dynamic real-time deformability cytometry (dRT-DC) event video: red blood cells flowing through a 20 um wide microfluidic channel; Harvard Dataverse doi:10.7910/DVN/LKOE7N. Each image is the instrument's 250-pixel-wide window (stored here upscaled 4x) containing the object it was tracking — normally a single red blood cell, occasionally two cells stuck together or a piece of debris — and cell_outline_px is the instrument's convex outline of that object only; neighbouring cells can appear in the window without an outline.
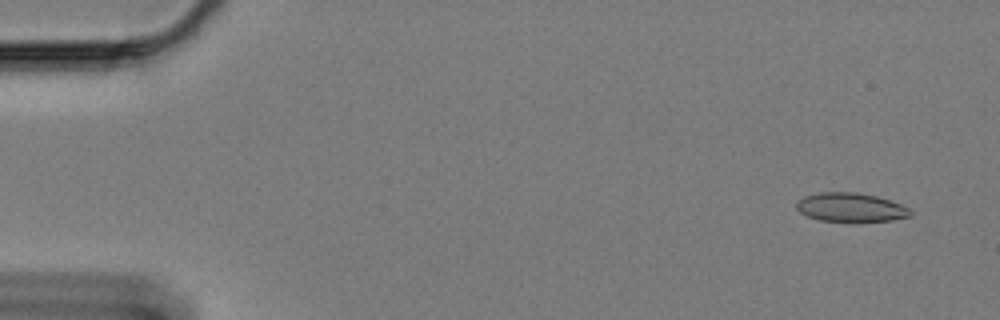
{"species": "Egyptian fruit bat (a non-hibernating species)", "species_latin": "Rousettus aegyptiacus", "temperature_condition": "cold", "stored_images_in_passage": 57, "camera_frame_rate_fps": 3000, "um_per_image_px": 0.085, "animal": {"sex": "female"}, "frame": {"image": 1, "passage_image": 1, "time_ms": 0.0, "image_size_px": [1000, 320], "cell_outline_px": [[912, 216], [892, 220], [820, 220], [808, 216], [800, 212], [796, 208], [796, 200], [804, 196], [820, 192], [856, 192], [876, 196], [900, 204], [908, 208], [912, 212]], "centroid_in_image_um": [72.28, 17.6], "position_along_channel_um": 12.7, "area_um2": 18.79}}
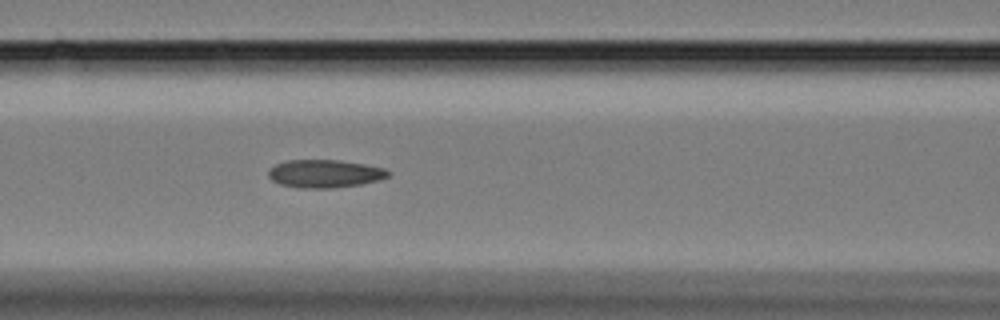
{"frame": {"image": 2, "passage_image": 23, "time_ms": 7.333, "image_size_px": [1000, 320], "cell_outline_px": [[392, 172], [388, 176], [380, 180], [360, 184], [332, 188], [300, 188], [280, 184], [272, 180], [268, 176], [268, 168], [276, 164], [288, 160], [336, 160], [364, 164], [384, 168]], "centroid_in_image_um": [27.59, 14.76], "position_along_channel_um": 139.0, "area_um2": 19.54}}
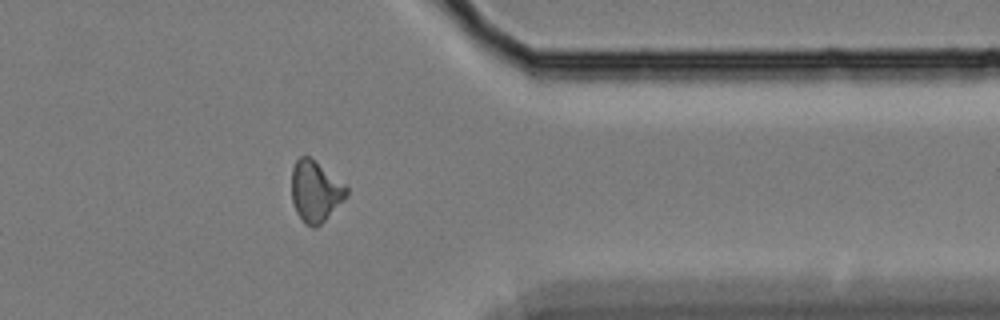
{"frame": {"image": 3, "passage_image": 46, "time_ms": 15.0, "image_size_px": [1000, 320], "cell_outline_px": [[348, 196], [316, 228], [312, 228], [304, 224], [296, 212], [292, 200], [292, 168], [296, 160], [300, 156], [308, 156], [344, 184], [348, 188]], "centroid_in_image_um": [26.79, 16.29], "position_along_channel_um": 384.6, "area_um2": 19.31}, "authors_computed_cell_mechanics": {"area_um2": 19.2474, "velocity_mm_per_s": 3.337, "shape_relaxation_time_tau1_ms": null, "shape_relaxation_time_tau2_ms": 3.5524, "deformation_change_tau1": null, "deformation_change_tau2": 0.0993}}